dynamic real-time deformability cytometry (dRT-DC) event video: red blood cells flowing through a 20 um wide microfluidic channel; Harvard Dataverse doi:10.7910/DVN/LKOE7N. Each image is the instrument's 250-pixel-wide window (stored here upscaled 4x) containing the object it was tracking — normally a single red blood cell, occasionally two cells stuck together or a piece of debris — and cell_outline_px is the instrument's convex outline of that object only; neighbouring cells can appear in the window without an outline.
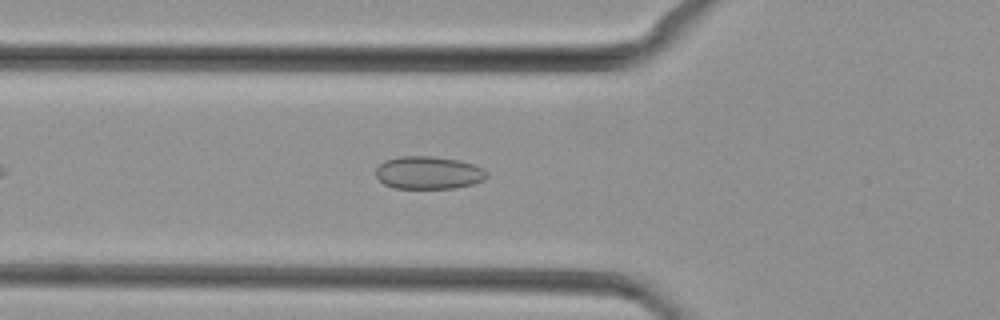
{"species": "common noctule bat (a hibernating species)", "species_latin": "Nyctalus noctula", "temperature_condition": "cold", "stored_images_in_passage": 38, "camera_frame_rate_fps": 3000, "um_per_image_px": 0.085, "animal": {"sex": "female", "body_mass_g": 29.2, "forearm_length_mm": 56.3}, "frame": {"image": 1, "passage_image": 7, "time_ms": 2.0, "image_size_px": [1000, 320], "cell_outline_px": [[488, 176], [484, 180], [472, 184], [456, 188], [392, 188], [384, 184], [376, 176], [376, 168], [384, 160], [400, 156], [432, 156], [460, 160], [484, 168], [488, 172]], "centroid_in_image_um": [36.43, 14.68], "position_along_channel_um": 89.4, "area_um2": 21.39}}
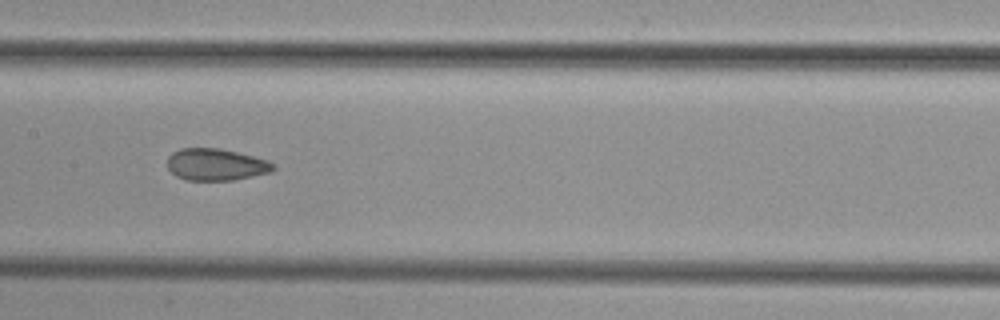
{"frame": {"image": 2, "passage_image": 14, "time_ms": 4.333, "image_size_px": [1000, 320], "cell_outline_px": [[276, 168], [272, 172], [232, 180], [184, 180], [176, 176], [168, 168], [168, 156], [172, 152], [180, 148], [220, 148], [268, 160]], "centroid_in_image_um": [18.34, 13.99], "position_along_channel_um": 189.1, "area_um2": 19.65}}
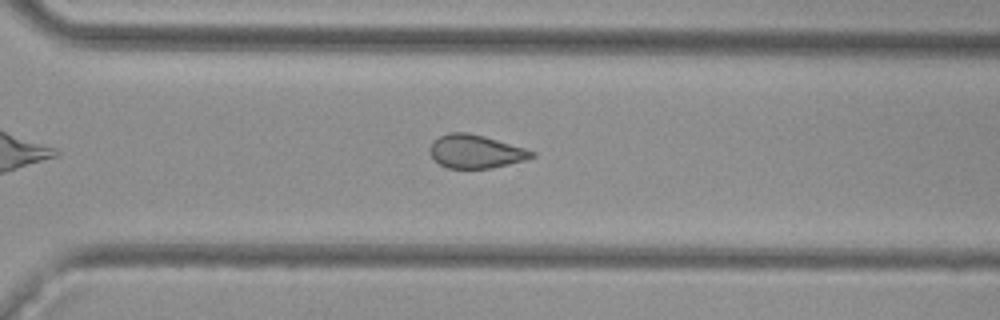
{"frame": {"image": 3, "passage_image": 24, "time_ms": 7.667, "image_size_px": [1000, 320], "cell_outline_px": [[536, 156], [524, 160], [492, 168], [448, 168], [440, 164], [428, 152], [428, 148], [440, 136], [448, 132], [468, 132], [484, 136], [524, 148], [536, 152]], "centroid_in_image_um": [40.42, 12.87], "position_along_channel_um": 330.2, "area_um2": 19.65}}